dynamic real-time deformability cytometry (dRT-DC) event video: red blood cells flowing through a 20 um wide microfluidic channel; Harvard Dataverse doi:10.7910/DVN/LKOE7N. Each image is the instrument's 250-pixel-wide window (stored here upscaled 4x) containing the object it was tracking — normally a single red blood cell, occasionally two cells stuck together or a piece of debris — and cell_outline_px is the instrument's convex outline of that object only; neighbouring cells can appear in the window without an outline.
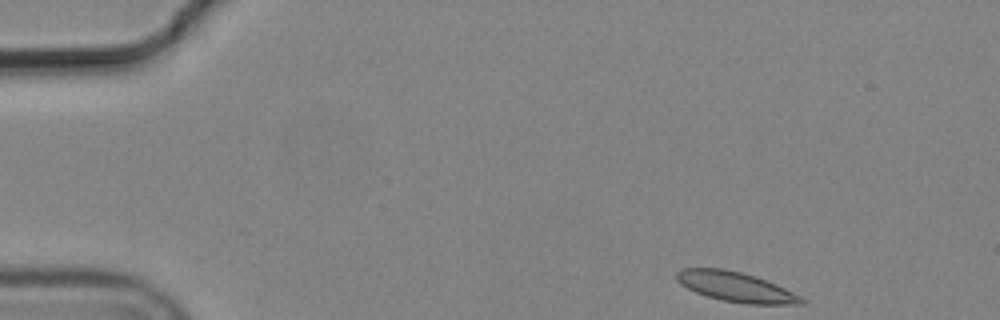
{"species": "common noctule bat (a hibernating species)", "species_latin": "Nyctalus noctula", "temperature_condition": "cold", "stored_images_in_passage": 6, "segment_of_instrument_passage": [2, 2], "camera_frame_rate_fps": 3000, "um_per_image_px": 0.085, "animal": {"sex": "male", "body_mass_g": 19.2, "forearm_length_mm": 51.8}, "frame": {"image": 1, "passage_image": 6, "time_ms": 1.667, "image_size_px": [1000, 320], "cell_outline_px": [[808, 300], [804, 304], [744, 304], [720, 300], [696, 292], [680, 284], [676, 280], [676, 272], [680, 268], [724, 268], [756, 276], [776, 284]], "centroid_in_image_um": [62.53, 24.38], "position_along_channel_um": 22.5, "area_um2": 21.79}}